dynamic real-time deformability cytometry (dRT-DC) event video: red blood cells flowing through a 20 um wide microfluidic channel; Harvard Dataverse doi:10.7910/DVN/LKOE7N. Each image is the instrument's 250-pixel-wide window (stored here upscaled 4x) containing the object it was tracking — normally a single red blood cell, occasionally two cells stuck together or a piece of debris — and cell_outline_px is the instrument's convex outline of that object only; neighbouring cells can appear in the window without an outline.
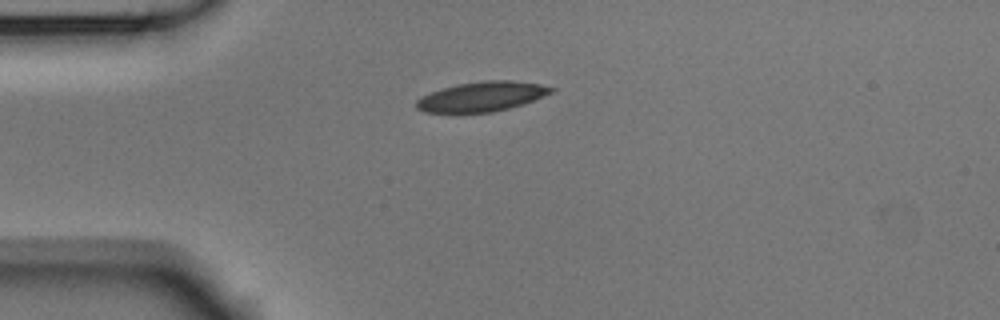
{"species": "Egyptian fruit bat (a non-hibernating species)", "species_latin": "Rousettus aegyptiacus", "temperature_condition": "room temperature", "stored_images_in_passage": 5, "camera_frame_rate_fps": 3000, "um_per_image_px": 0.085, "animal": {"sex": "male"}, "frame": {"image": 1, "passage_image": 5, "time_ms": 1.333, "image_size_px": [1000, 320], "cell_outline_px": [[556, 88], [552, 92], [532, 100], [508, 108], [492, 112], [424, 112], [416, 108], [416, 100], [432, 92], [456, 84], [480, 80], [512, 80], [540, 84]], "centroid_in_image_um": [40.95, 8.19], "position_along_channel_um": 44.1, "area_um2": 23.0}}